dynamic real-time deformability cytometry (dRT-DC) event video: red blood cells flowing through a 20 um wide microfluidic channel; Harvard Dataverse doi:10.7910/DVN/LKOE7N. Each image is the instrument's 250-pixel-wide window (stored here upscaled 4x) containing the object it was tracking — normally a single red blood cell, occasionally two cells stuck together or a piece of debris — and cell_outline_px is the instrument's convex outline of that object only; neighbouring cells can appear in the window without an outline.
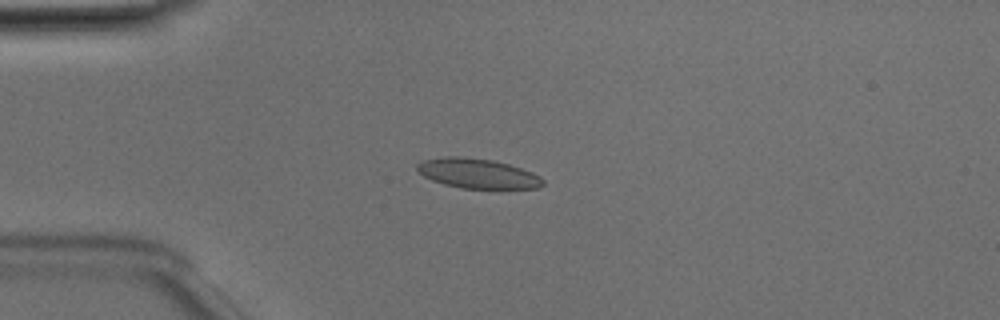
{"species": "Egyptian fruit bat (a non-hibernating species)", "species_latin": "Rousettus aegyptiacus", "temperature_condition": "room temperature", "stored_images_in_passage": 51, "camera_frame_rate_fps": 3000, "um_per_image_px": 0.085, "animal": {"sex": "male"}, "frame": {"image": 1, "passage_image": 13, "time_ms": 4.0, "image_size_px": [1000, 320], "cell_outline_px": [[544, 184], [536, 188], [460, 188], [444, 184], [432, 180], [424, 176], [416, 168], [416, 164], [424, 160], [444, 156], [460, 156], [492, 160], [508, 164], [532, 172], [540, 176], [544, 180]], "centroid_in_image_um": [40.58, 14.74], "position_along_channel_um": 44.4, "area_um2": 21.68}}
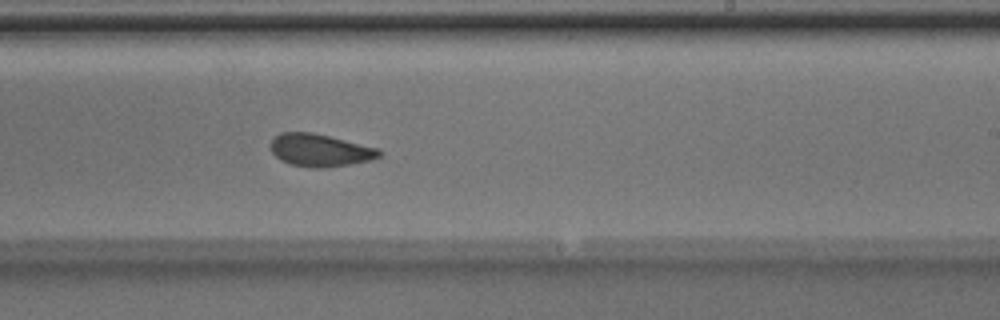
{"frame": {"image": 2, "passage_image": 31, "time_ms": 10.0, "image_size_px": [1000, 320], "cell_outline_px": [[384, 152], [380, 156], [372, 160], [352, 164], [324, 168], [312, 168], [288, 164], [280, 160], [272, 152], [272, 140], [280, 132], [312, 132], [380, 148]], "centroid_in_image_um": [27.25, 12.78], "position_along_channel_um": 261.8, "area_um2": 20.81}}
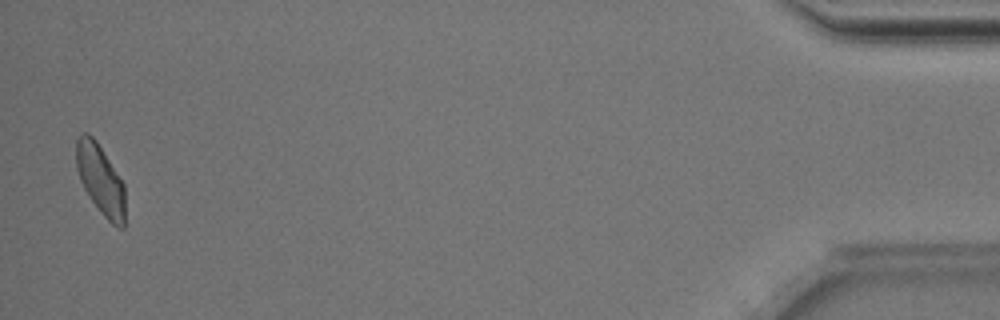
{"frame": {"image": 3, "passage_image": 50, "time_ms": 16.333, "image_size_px": [1000, 320], "cell_outline_px": [[124, 228], [120, 228], [112, 224], [104, 216], [88, 196], [80, 180], [76, 168], [76, 140], [84, 132], [88, 132], [96, 140], [124, 184]], "centroid_in_image_um": [8.52, 15.26], "position_along_channel_um": 426.7, "area_um2": 19.77}, "authors_computed_cell_mechanics": {"area_um2": 21.0392, "velocity_mm_per_s": 3.9869, "shape_relaxation_time_tau1_ms": 4.1545, "shape_relaxation_time_tau2_ms": 1.9219, "deformation_change_tau1": 0.119, "deformation_change_tau2": 0.0854}}